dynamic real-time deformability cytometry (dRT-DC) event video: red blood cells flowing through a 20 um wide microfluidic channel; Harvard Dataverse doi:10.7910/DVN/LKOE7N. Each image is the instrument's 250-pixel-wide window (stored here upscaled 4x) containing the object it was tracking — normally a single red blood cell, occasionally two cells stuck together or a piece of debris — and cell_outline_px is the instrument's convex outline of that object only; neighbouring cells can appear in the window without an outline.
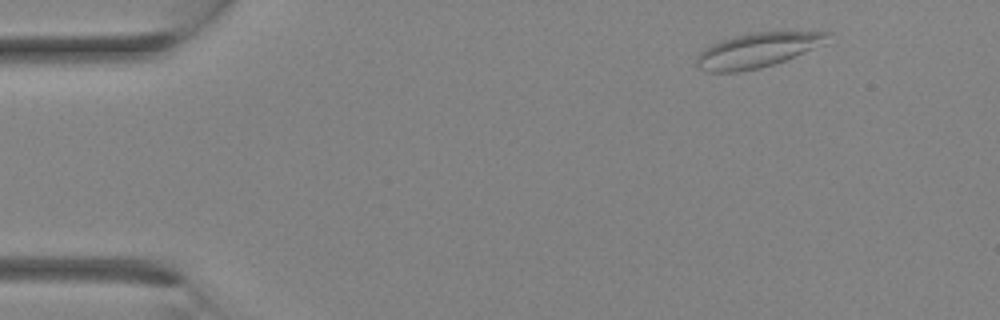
{"species": "Egyptian fruit bat (a non-hibernating species)", "species_latin": "Rousettus aegyptiacus", "temperature_condition": "room temperature", "stored_images_in_passage": 2, "camera_frame_rate_fps": 3000, "um_per_image_px": 0.085, "animal": {"sex": "female"}, "frame": {"image": 1, "passage_image": 1, "time_ms": 0.0, "image_size_px": [1000, 320], "cell_outline_px": [[832, 32], [824, 44], [784, 60], [760, 68], [736, 72], [708, 72], [700, 68], [696, 64], [696, 56], [704, 48], [720, 40], [752, 32]], "centroid_in_image_um": [64.34, 4.27], "position_along_channel_um": 20.7, "area_um2": 26.07}}